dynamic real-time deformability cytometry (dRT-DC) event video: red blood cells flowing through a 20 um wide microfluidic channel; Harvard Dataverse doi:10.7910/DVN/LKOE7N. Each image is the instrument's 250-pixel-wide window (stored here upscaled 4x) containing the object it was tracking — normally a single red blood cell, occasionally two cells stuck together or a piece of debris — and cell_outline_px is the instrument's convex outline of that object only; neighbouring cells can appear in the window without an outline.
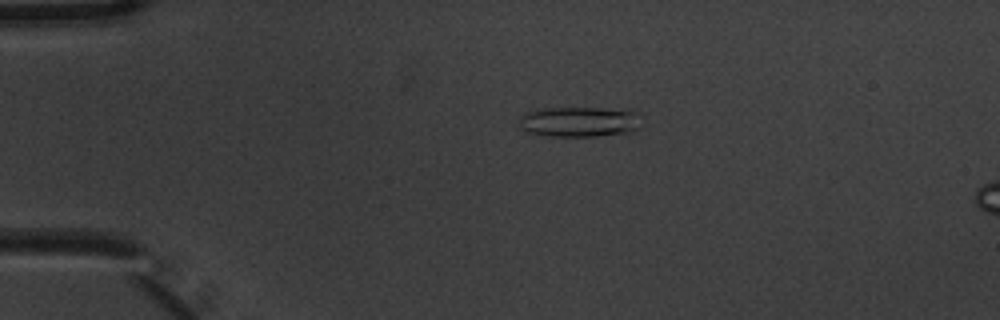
{"species": "common noctule bat (a hibernating species)", "species_latin": "Nyctalus noctula", "temperature_condition": "warm", "stored_images_in_passage": 5, "camera_frame_rate_fps": 3000, "um_per_image_px": 0.085, "animal": {"sex": "male", "body_mass_g": 20.1, "forearm_length_mm": 53.5}, "frame": {"image": 1, "passage_image": 3, "time_ms": 0.667, "image_size_px": [1000, 320], "cell_outline_px": [[640, 128], [632, 132], [596, 136], [552, 136], [528, 132], [516, 128], [520, 116], [524, 112], [544, 108], [600, 108], [636, 112]], "centroid_in_image_um": [49.15, 10.36], "position_along_channel_um": 35.9, "area_um2": 21.62}}